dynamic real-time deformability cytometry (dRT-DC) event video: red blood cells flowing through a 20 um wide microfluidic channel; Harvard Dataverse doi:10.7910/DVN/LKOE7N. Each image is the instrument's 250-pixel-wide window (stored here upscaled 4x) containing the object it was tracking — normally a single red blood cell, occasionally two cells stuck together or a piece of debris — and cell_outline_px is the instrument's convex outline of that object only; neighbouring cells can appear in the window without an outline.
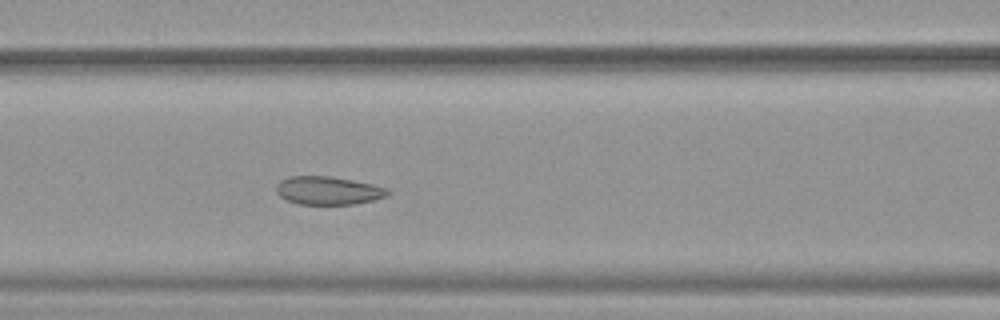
{"species": "common noctule bat (a hibernating species)", "species_latin": "Nyctalus noctula", "temperature_condition": "warm", "stored_images_in_passage": 38, "camera_frame_rate_fps": 3000, "um_per_image_px": 0.085, "animal": {"sex": "female", "body_mass_g": 19.9}, "frame": {"image": 1, "passage_image": 10, "time_ms": 3.0, "image_size_px": [1000, 320], "cell_outline_px": [[392, 192], [388, 196], [372, 200], [352, 204], [296, 204], [280, 196], [276, 192], [276, 184], [280, 180], [288, 176], [332, 176], [372, 184], [388, 188]], "centroid_in_image_um": [27.89, 16.19], "position_along_channel_um": 138.7, "area_um2": 18.44}}
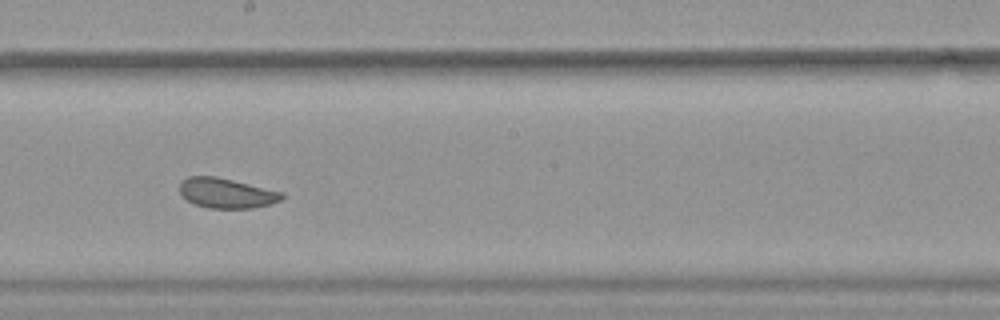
{"frame": {"image": 2, "passage_image": 17, "time_ms": 5.333, "image_size_px": [1000, 320], "cell_outline_px": [[284, 196], [280, 200], [268, 204], [252, 208], [208, 208], [196, 204], [188, 200], [180, 192], [180, 180], [188, 176], [216, 176], [284, 192]], "centroid_in_image_um": [19.24, 16.4], "position_along_channel_um": 229.0, "area_um2": 17.74}}
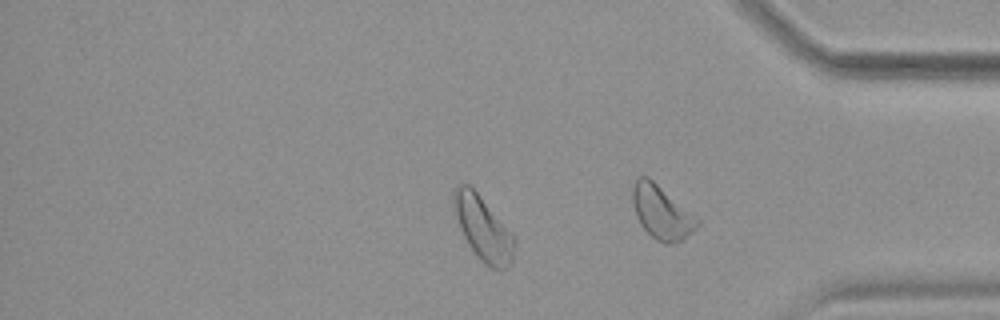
{"frame": {"image": 3, "passage_image": 29, "time_ms": 9.333, "image_size_px": [1000, 320], "cell_outline_px": [[516, 240], [512, 264], [508, 268], [492, 268], [484, 264], [472, 248], [464, 236], [452, 212], [452, 192], [460, 184], [468, 184], [476, 192], [516, 236]], "centroid_in_image_um": [41.07, 19.41], "position_along_channel_um": 394.1, "area_um2": 22.72}, "authors_computed_cell_mechanics": {"area_um2": 19.3341, "velocity_mm_per_s": 3.882, "shape_relaxation_time_tau1_ms": 5.7598, "shape_relaxation_time_tau2_ms": 1.2856, "deformation_change_tau1": 0.0881, "deformation_change_tau2": 0.0567}}